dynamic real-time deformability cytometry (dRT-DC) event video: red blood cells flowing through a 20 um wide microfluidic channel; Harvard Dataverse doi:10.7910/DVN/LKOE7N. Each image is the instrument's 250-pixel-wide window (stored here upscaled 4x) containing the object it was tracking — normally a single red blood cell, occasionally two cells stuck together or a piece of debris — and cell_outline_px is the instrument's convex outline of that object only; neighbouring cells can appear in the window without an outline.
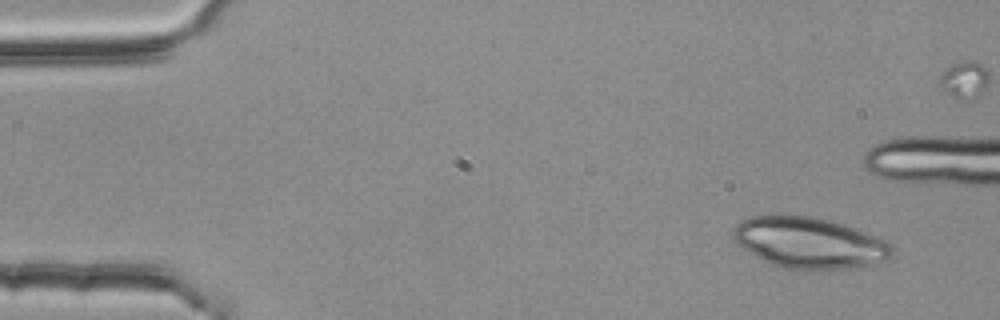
{"species": "common noctule bat (a hibernating species)", "species_latin": "Nyctalus noctula", "temperature_condition": "room temperature", "stored_images_in_passage": 50, "camera_frame_rate_fps": 3000, "um_per_image_px": 0.085, "animal": {"sex": "female", "body_mass_g": 25.1}, "frame": {"image": 1, "passage_image": 1, "time_ms": 0.0, "image_size_px": [1000, 320], "cell_outline_px": [[892, 252], [884, 260], [868, 264], [848, 268], [784, 268], [772, 264], [748, 252], [736, 244], [732, 236], [732, 228], [740, 220], [752, 216], [808, 216], [828, 220], [844, 224], [888, 240], [892, 244]], "centroid_in_image_um": [68.74, 20.61], "position_along_channel_um": 16.3, "area_um2": 46.53}}
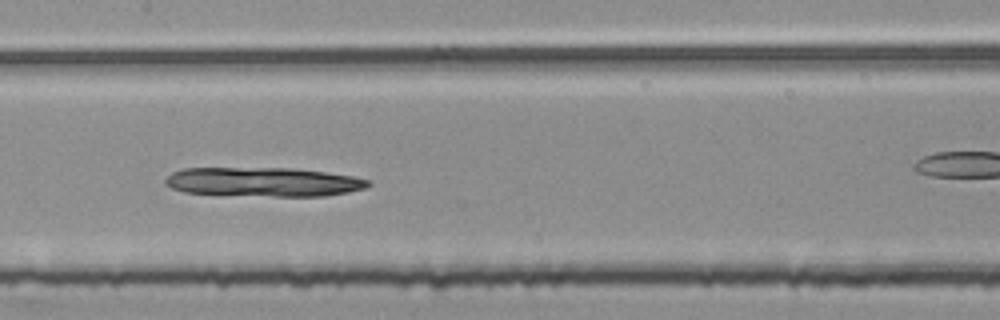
{"frame": {"image": 2, "passage_image": 23, "time_ms": 7.333, "image_size_px": [1000, 320], "cell_outline_px": [[372, 184], [364, 188], [348, 192], [324, 196], [220, 196], [184, 192], [172, 188], [164, 184], [164, 180], [172, 172], [184, 168], [296, 168], [352, 176], [368, 180]], "centroid_in_image_um": [22.31, 15.48], "position_along_channel_um": 185.1, "area_um2": 35.03}}
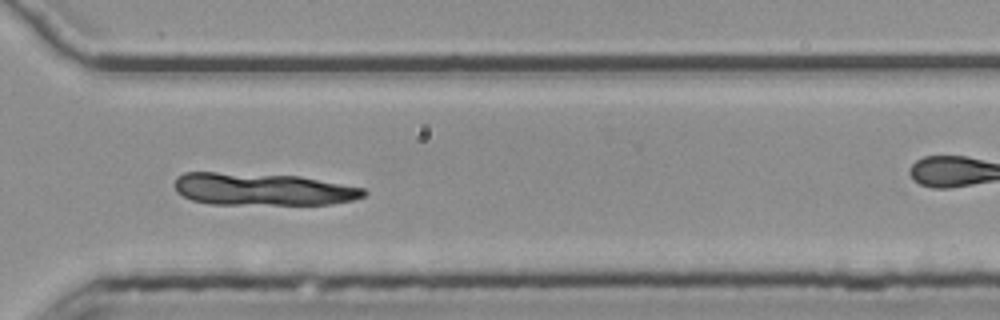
{"frame": {"image": 3, "passage_image": 36, "time_ms": 11.667, "image_size_px": [1000, 320], "cell_outline_px": [[368, 192], [364, 196], [352, 200], [332, 204], [208, 204], [192, 200], [176, 192], [172, 184], [176, 176], [184, 172], [216, 172], [300, 176], [364, 188]], "centroid_in_image_um": [22.26, 16.08], "position_along_channel_um": 348.3, "area_um2": 35.89}}